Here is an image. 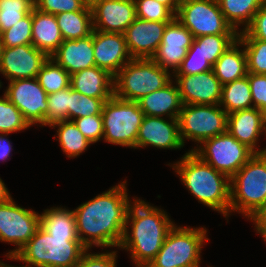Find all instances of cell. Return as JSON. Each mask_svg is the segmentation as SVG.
I'll return each instance as SVG.
<instances>
[{
  "label": "cell",
  "mask_w": 266,
  "mask_h": 267,
  "mask_svg": "<svg viewBox=\"0 0 266 267\" xmlns=\"http://www.w3.org/2000/svg\"><path fill=\"white\" fill-rule=\"evenodd\" d=\"M126 183L112 186L73 210L78 238L87 249L120 246L132 204Z\"/></svg>",
  "instance_id": "1"
},
{
  "label": "cell",
  "mask_w": 266,
  "mask_h": 267,
  "mask_svg": "<svg viewBox=\"0 0 266 267\" xmlns=\"http://www.w3.org/2000/svg\"><path fill=\"white\" fill-rule=\"evenodd\" d=\"M132 200L118 249L130 251L135 267H146L161 249L175 222L163 209L154 207L140 198Z\"/></svg>",
  "instance_id": "2"
},
{
  "label": "cell",
  "mask_w": 266,
  "mask_h": 267,
  "mask_svg": "<svg viewBox=\"0 0 266 267\" xmlns=\"http://www.w3.org/2000/svg\"><path fill=\"white\" fill-rule=\"evenodd\" d=\"M185 188L205 206L225 218L230 216V179L188 150L179 161L168 164Z\"/></svg>",
  "instance_id": "3"
},
{
  "label": "cell",
  "mask_w": 266,
  "mask_h": 267,
  "mask_svg": "<svg viewBox=\"0 0 266 267\" xmlns=\"http://www.w3.org/2000/svg\"><path fill=\"white\" fill-rule=\"evenodd\" d=\"M86 250L78 237H52L39 226L11 259L27 264L14 267H76Z\"/></svg>",
  "instance_id": "4"
},
{
  "label": "cell",
  "mask_w": 266,
  "mask_h": 267,
  "mask_svg": "<svg viewBox=\"0 0 266 267\" xmlns=\"http://www.w3.org/2000/svg\"><path fill=\"white\" fill-rule=\"evenodd\" d=\"M266 210V153L255 154L230 179V215L255 222Z\"/></svg>",
  "instance_id": "5"
},
{
  "label": "cell",
  "mask_w": 266,
  "mask_h": 267,
  "mask_svg": "<svg viewBox=\"0 0 266 267\" xmlns=\"http://www.w3.org/2000/svg\"><path fill=\"white\" fill-rule=\"evenodd\" d=\"M173 75L152 58L132 59L114 76V95L137 102L142 97L163 88Z\"/></svg>",
  "instance_id": "6"
},
{
  "label": "cell",
  "mask_w": 266,
  "mask_h": 267,
  "mask_svg": "<svg viewBox=\"0 0 266 267\" xmlns=\"http://www.w3.org/2000/svg\"><path fill=\"white\" fill-rule=\"evenodd\" d=\"M207 236L205 227H180L175 224L146 267H200L201 250L209 241Z\"/></svg>",
  "instance_id": "7"
},
{
  "label": "cell",
  "mask_w": 266,
  "mask_h": 267,
  "mask_svg": "<svg viewBox=\"0 0 266 267\" xmlns=\"http://www.w3.org/2000/svg\"><path fill=\"white\" fill-rule=\"evenodd\" d=\"M101 114L104 142L136 149V139L145 116L138 102L113 95L105 101Z\"/></svg>",
  "instance_id": "8"
},
{
  "label": "cell",
  "mask_w": 266,
  "mask_h": 267,
  "mask_svg": "<svg viewBox=\"0 0 266 267\" xmlns=\"http://www.w3.org/2000/svg\"><path fill=\"white\" fill-rule=\"evenodd\" d=\"M191 151L229 179L255 155L227 131L204 140Z\"/></svg>",
  "instance_id": "9"
},
{
  "label": "cell",
  "mask_w": 266,
  "mask_h": 267,
  "mask_svg": "<svg viewBox=\"0 0 266 267\" xmlns=\"http://www.w3.org/2000/svg\"><path fill=\"white\" fill-rule=\"evenodd\" d=\"M228 114L218 105L183 104L178 116L180 138L197 144L227 131Z\"/></svg>",
  "instance_id": "10"
},
{
  "label": "cell",
  "mask_w": 266,
  "mask_h": 267,
  "mask_svg": "<svg viewBox=\"0 0 266 267\" xmlns=\"http://www.w3.org/2000/svg\"><path fill=\"white\" fill-rule=\"evenodd\" d=\"M176 19L196 37L239 34L225 19L217 0H181Z\"/></svg>",
  "instance_id": "11"
},
{
  "label": "cell",
  "mask_w": 266,
  "mask_h": 267,
  "mask_svg": "<svg viewBox=\"0 0 266 267\" xmlns=\"http://www.w3.org/2000/svg\"><path fill=\"white\" fill-rule=\"evenodd\" d=\"M40 226V214L23 208L13 198L0 203V241L17 246L5 254L11 259L35 234Z\"/></svg>",
  "instance_id": "12"
},
{
  "label": "cell",
  "mask_w": 266,
  "mask_h": 267,
  "mask_svg": "<svg viewBox=\"0 0 266 267\" xmlns=\"http://www.w3.org/2000/svg\"><path fill=\"white\" fill-rule=\"evenodd\" d=\"M4 94L19 109L30 126H44L48 112V94L37 78L10 81Z\"/></svg>",
  "instance_id": "13"
},
{
  "label": "cell",
  "mask_w": 266,
  "mask_h": 267,
  "mask_svg": "<svg viewBox=\"0 0 266 267\" xmlns=\"http://www.w3.org/2000/svg\"><path fill=\"white\" fill-rule=\"evenodd\" d=\"M49 57L32 44L2 47L0 73L10 82L17 79L36 78Z\"/></svg>",
  "instance_id": "14"
},
{
  "label": "cell",
  "mask_w": 266,
  "mask_h": 267,
  "mask_svg": "<svg viewBox=\"0 0 266 267\" xmlns=\"http://www.w3.org/2000/svg\"><path fill=\"white\" fill-rule=\"evenodd\" d=\"M194 41V36L174 17L165 27L161 44L152 59L163 69L174 74L188 49Z\"/></svg>",
  "instance_id": "15"
},
{
  "label": "cell",
  "mask_w": 266,
  "mask_h": 267,
  "mask_svg": "<svg viewBox=\"0 0 266 267\" xmlns=\"http://www.w3.org/2000/svg\"><path fill=\"white\" fill-rule=\"evenodd\" d=\"M183 104L218 105L222 85L213 70L196 75H173Z\"/></svg>",
  "instance_id": "16"
},
{
  "label": "cell",
  "mask_w": 266,
  "mask_h": 267,
  "mask_svg": "<svg viewBox=\"0 0 266 267\" xmlns=\"http://www.w3.org/2000/svg\"><path fill=\"white\" fill-rule=\"evenodd\" d=\"M146 146L170 150L183 148L178 119L145 115L136 139V149Z\"/></svg>",
  "instance_id": "17"
},
{
  "label": "cell",
  "mask_w": 266,
  "mask_h": 267,
  "mask_svg": "<svg viewBox=\"0 0 266 267\" xmlns=\"http://www.w3.org/2000/svg\"><path fill=\"white\" fill-rule=\"evenodd\" d=\"M90 7L97 31L123 34L136 19L134 0H98Z\"/></svg>",
  "instance_id": "18"
},
{
  "label": "cell",
  "mask_w": 266,
  "mask_h": 267,
  "mask_svg": "<svg viewBox=\"0 0 266 267\" xmlns=\"http://www.w3.org/2000/svg\"><path fill=\"white\" fill-rule=\"evenodd\" d=\"M168 22L136 18L123 33L130 56L133 59L152 58L161 44Z\"/></svg>",
  "instance_id": "19"
},
{
  "label": "cell",
  "mask_w": 266,
  "mask_h": 267,
  "mask_svg": "<svg viewBox=\"0 0 266 267\" xmlns=\"http://www.w3.org/2000/svg\"><path fill=\"white\" fill-rule=\"evenodd\" d=\"M93 49L96 66L113 76L133 59L122 33L93 30Z\"/></svg>",
  "instance_id": "20"
},
{
  "label": "cell",
  "mask_w": 266,
  "mask_h": 267,
  "mask_svg": "<svg viewBox=\"0 0 266 267\" xmlns=\"http://www.w3.org/2000/svg\"><path fill=\"white\" fill-rule=\"evenodd\" d=\"M227 132L255 154L266 153V147H258L259 136L266 135V115L259 109L252 107L228 114Z\"/></svg>",
  "instance_id": "21"
},
{
  "label": "cell",
  "mask_w": 266,
  "mask_h": 267,
  "mask_svg": "<svg viewBox=\"0 0 266 267\" xmlns=\"http://www.w3.org/2000/svg\"><path fill=\"white\" fill-rule=\"evenodd\" d=\"M51 58L70 75L96 66L93 49V32L85 38L63 40Z\"/></svg>",
  "instance_id": "22"
},
{
  "label": "cell",
  "mask_w": 266,
  "mask_h": 267,
  "mask_svg": "<svg viewBox=\"0 0 266 267\" xmlns=\"http://www.w3.org/2000/svg\"><path fill=\"white\" fill-rule=\"evenodd\" d=\"M137 102L144 115L174 119H178L183 106L179 89L173 79L163 88L147 94Z\"/></svg>",
  "instance_id": "23"
},
{
  "label": "cell",
  "mask_w": 266,
  "mask_h": 267,
  "mask_svg": "<svg viewBox=\"0 0 266 267\" xmlns=\"http://www.w3.org/2000/svg\"><path fill=\"white\" fill-rule=\"evenodd\" d=\"M74 91L94 98H111L114 95V76L107 70L93 66L71 75Z\"/></svg>",
  "instance_id": "24"
},
{
  "label": "cell",
  "mask_w": 266,
  "mask_h": 267,
  "mask_svg": "<svg viewBox=\"0 0 266 267\" xmlns=\"http://www.w3.org/2000/svg\"><path fill=\"white\" fill-rule=\"evenodd\" d=\"M63 42L55 15L32 9V45L51 57Z\"/></svg>",
  "instance_id": "25"
},
{
  "label": "cell",
  "mask_w": 266,
  "mask_h": 267,
  "mask_svg": "<svg viewBox=\"0 0 266 267\" xmlns=\"http://www.w3.org/2000/svg\"><path fill=\"white\" fill-rule=\"evenodd\" d=\"M213 71L222 86L247 76V57L244 47L239 40L218 58L213 65Z\"/></svg>",
  "instance_id": "26"
},
{
  "label": "cell",
  "mask_w": 266,
  "mask_h": 267,
  "mask_svg": "<svg viewBox=\"0 0 266 267\" xmlns=\"http://www.w3.org/2000/svg\"><path fill=\"white\" fill-rule=\"evenodd\" d=\"M266 0H217L226 21L239 33L253 21L254 15ZM243 28L240 30L239 27Z\"/></svg>",
  "instance_id": "27"
},
{
  "label": "cell",
  "mask_w": 266,
  "mask_h": 267,
  "mask_svg": "<svg viewBox=\"0 0 266 267\" xmlns=\"http://www.w3.org/2000/svg\"><path fill=\"white\" fill-rule=\"evenodd\" d=\"M40 226L52 237H78L74 211L60 206L45 209Z\"/></svg>",
  "instance_id": "28"
},
{
  "label": "cell",
  "mask_w": 266,
  "mask_h": 267,
  "mask_svg": "<svg viewBox=\"0 0 266 267\" xmlns=\"http://www.w3.org/2000/svg\"><path fill=\"white\" fill-rule=\"evenodd\" d=\"M55 17L63 40L85 38L94 30L92 11L62 12Z\"/></svg>",
  "instance_id": "29"
},
{
  "label": "cell",
  "mask_w": 266,
  "mask_h": 267,
  "mask_svg": "<svg viewBox=\"0 0 266 267\" xmlns=\"http://www.w3.org/2000/svg\"><path fill=\"white\" fill-rule=\"evenodd\" d=\"M219 106L227 114L253 107L250 84L247 76L222 86Z\"/></svg>",
  "instance_id": "30"
},
{
  "label": "cell",
  "mask_w": 266,
  "mask_h": 267,
  "mask_svg": "<svg viewBox=\"0 0 266 267\" xmlns=\"http://www.w3.org/2000/svg\"><path fill=\"white\" fill-rule=\"evenodd\" d=\"M50 127L57 128V137L54 138L58 140L62 151L68 158L80 156L91 145L72 120L59 121Z\"/></svg>",
  "instance_id": "31"
},
{
  "label": "cell",
  "mask_w": 266,
  "mask_h": 267,
  "mask_svg": "<svg viewBox=\"0 0 266 267\" xmlns=\"http://www.w3.org/2000/svg\"><path fill=\"white\" fill-rule=\"evenodd\" d=\"M237 40L238 34H215L196 37L188 51L200 54L213 66L218 58Z\"/></svg>",
  "instance_id": "32"
},
{
  "label": "cell",
  "mask_w": 266,
  "mask_h": 267,
  "mask_svg": "<svg viewBox=\"0 0 266 267\" xmlns=\"http://www.w3.org/2000/svg\"><path fill=\"white\" fill-rule=\"evenodd\" d=\"M36 78L47 94L70 87L71 75L51 57L44 62Z\"/></svg>",
  "instance_id": "33"
},
{
  "label": "cell",
  "mask_w": 266,
  "mask_h": 267,
  "mask_svg": "<svg viewBox=\"0 0 266 267\" xmlns=\"http://www.w3.org/2000/svg\"><path fill=\"white\" fill-rule=\"evenodd\" d=\"M109 99L88 97L70 86L69 120L101 114L105 101Z\"/></svg>",
  "instance_id": "34"
},
{
  "label": "cell",
  "mask_w": 266,
  "mask_h": 267,
  "mask_svg": "<svg viewBox=\"0 0 266 267\" xmlns=\"http://www.w3.org/2000/svg\"><path fill=\"white\" fill-rule=\"evenodd\" d=\"M34 8V0H0V34L25 18Z\"/></svg>",
  "instance_id": "35"
},
{
  "label": "cell",
  "mask_w": 266,
  "mask_h": 267,
  "mask_svg": "<svg viewBox=\"0 0 266 267\" xmlns=\"http://www.w3.org/2000/svg\"><path fill=\"white\" fill-rule=\"evenodd\" d=\"M29 127L23 114L3 93V97H0V133H17Z\"/></svg>",
  "instance_id": "36"
},
{
  "label": "cell",
  "mask_w": 266,
  "mask_h": 267,
  "mask_svg": "<svg viewBox=\"0 0 266 267\" xmlns=\"http://www.w3.org/2000/svg\"><path fill=\"white\" fill-rule=\"evenodd\" d=\"M247 57V71L266 75V41L255 38H238Z\"/></svg>",
  "instance_id": "37"
},
{
  "label": "cell",
  "mask_w": 266,
  "mask_h": 267,
  "mask_svg": "<svg viewBox=\"0 0 266 267\" xmlns=\"http://www.w3.org/2000/svg\"><path fill=\"white\" fill-rule=\"evenodd\" d=\"M2 47L32 44V12L0 34Z\"/></svg>",
  "instance_id": "38"
},
{
  "label": "cell",
  "mask_w": 266,
  "mask_h": 267,
  "mask_svg": "<svg viewBox=\"0 0 266 267\" xmlns=\"http://www.w3.org/2000/svg\"><path fill=\"white\" fill-rule=\"evenodd\" d=\"M48 112L44 126L69 120L70 87L47 95Z\"/></svg>",
  "instance_id": "39"
},
{
  "label": "cell",
  "mask_w": 266,
  "mask_h": 267,
  "mask_svg": "<svg viewBox=\"0 0 266 267\" xmlns=\"http://www.w3.org/2000/svg\"><path fill=\"white\" fill-rule=\"evenodd\" d=\"M136 18L147 21H171L175 14L164 4L155 0H134Z\"/></svg>",
  "instance_id": "40"
},
{
  "label": "cell",
  "mask_w": 266,
  "mask_h": 267,
  "mask_svg": "<svg viewBox=\"0 0 266 267\" xmlns=\"http://www.w3.org/2000/svg\"><path fill=\"white\" fill-rule=\"evenodd\" d=\"M34 7L53 15L62 12L92 11L84 0H34Z\"/></svg>",
  "instance_id": "41"
},
{
  "label": "cell",
  "mask_w": 266,
  "mask_h": 267,
  "mask_svg": "<svg viewBox=\"0 0 266 267\" xmlns=\"http://www.w3.org/2000/svg\"><path fill=\"white\" fill-rule=\"evenodd\" d=\"M73 122L91 144L101 139L103 140L104 125L102 114L76 118Z\"/></svg>",
  "instance_id": "42"
},
{
  "label": "cell",
  "mask_w": 266,
  "mask_h": 267,
  "mask_svg": "<svg viewBox=\"0 0 266 267\" xmlns=\"http://www.w3.org/2000/svg\"><path fill=\"white\" fill-rule=\"evenodd\" d=\"M209 70H213L210 62L194 51H188L181 65L173 75H196Z\"/></svg>",
  "instance_id": "43"
},
{
  "label": "cell",
  "mask_w": 266,
  "mask_h": 267,
  "mask_svg": "<svg viewBox=\"0 0 266 267\" xmlns=\"http://www.w3.org/2000/svg\"><path fill=\"white\" fill-rule=\"evenodd\" d=\"M253 107L266 115V75L248 73Z\"/></svg>",
  "instance_id": "44"
},
{
  "label": "cell",
  "mask_w": 266,
  "mask_h": 267,
  "mask_svg": "<svg viewBox=\"0 0 266 267\" xmlns=\"http://www.w3.org/2000/svg\"><path fill=\"white\" fill-rule=\"evenodd\" d=\"M87 249L81 256L76 267H117V250L103 253H89Z\"/></svg>",
  "instance_id": "45"
},
{
  "label": "cell",
  "mask_w": 266,
  "mask_h": 267,
  "mask_svg": "<svg viewBox=\"0 0 266 267\" xmlns=\"http://www.w3.org/2000/svg\"><path fill=\"white\" fill-rule=\"evenodd\" d=\"M238 38H255L266 41V1L254 15L252 23L240 31Z\"/></svg>",
  "instance_id": "46"
},
{
  "label": "cell",
  "mask_w": 266,
  "mask_h": 267,
  "mask_svg": "<svg viewBox=\"0 0 266 267\" xmlns=\"http://www.w3.org/2000/svg\"><path fill=\"white\" fill-rule=\"evenodd\" d=\"M8 134H1L0 133V160L6 161L10 158V153L12 151V143L7 138Z\"/></svg>",
  "instance_id": "47"
},
{
  "label": "cell",
  "mask_w": 266,
  "mask_h": 267,
  "mask_svg": "<svg viewBox=\"0 0 266 267\" xmlns=\"http://www.w3.org/2000/svg\"><path fill=\"white\" fill-rule=\"evenodd\" d=\"M254 228L256 233L262 236L264 242H266V213H263L256 221L254 222Z\"/></svg>",
  "instance_id": "48"
},
{
  "label": "cell",
  "mask_w": 266,
  "mask_h": 267,
  "mask_svg": "<svg viewBox=\"0 0 266 267\" xmlns=\"http://www.w3.org/2000/svg\"><path fill=\"white\" fill-rule=\"evenodd\" d=\"M10 192L5 185L4 181L0 178V203L6 202L11 199Z\"/></svg>",
  "instance_id": "49"
},
{
  "label": "cell",
  "mask_w": 266,
  "mask_h": 267,
  "mask_svg": "<svg viewBox=\"0 0 266 267\" xmlns=\"http://www.w3.org/2000/svg\"><path fill=\"white\" fill-rule=\"evenodd\" d=\"M166 5L174 14H176L181 0H155Z\"/></svg>",
  "instance_id": "50"
},
{
  "label": "cell",
  "mask_w": 266,
  "mask_h": 267,
  "mask_svg": "<svg viewBox=\"0 0 266 267\" xmlns=\"http://www.w3.org/2000/svg\"><path fill=\"white\" fill-rule=\"evenodd\" d=\"M85 3L89 6H91L94 2L98 1V0H84Z\"/></svg>",
  "instance_id": "51"
},
{
  "label": "cell",
  "mask_w": 266,
  "mask_h": 267,
  "mask_svg": "<svg viewBox=\"0 0 266 267\" xmlns=\"http://www.w3.org/2000/svg\"><path fill=\"white\" fill-rule=\"evenodd\" d=\"M0 267H14V266L6 264V263L0 261Z\"/></svg>",
  "instance_id": "52"
},
{
  "label": "cell",
  "mask_w": 266,
  "mask_h": 267,
  "mask_svg": "<svg viewBox=\"0 0 266 267\" xmlns=\"http://www.w3.org/2000/svg\"><path fill=\"white\" fill-rule=\"evenodd\" d=\"M1 50H2V44H1V38H0V56H1Z\"/></svg>",
  "instance_id": "53"
}]
</instances>
